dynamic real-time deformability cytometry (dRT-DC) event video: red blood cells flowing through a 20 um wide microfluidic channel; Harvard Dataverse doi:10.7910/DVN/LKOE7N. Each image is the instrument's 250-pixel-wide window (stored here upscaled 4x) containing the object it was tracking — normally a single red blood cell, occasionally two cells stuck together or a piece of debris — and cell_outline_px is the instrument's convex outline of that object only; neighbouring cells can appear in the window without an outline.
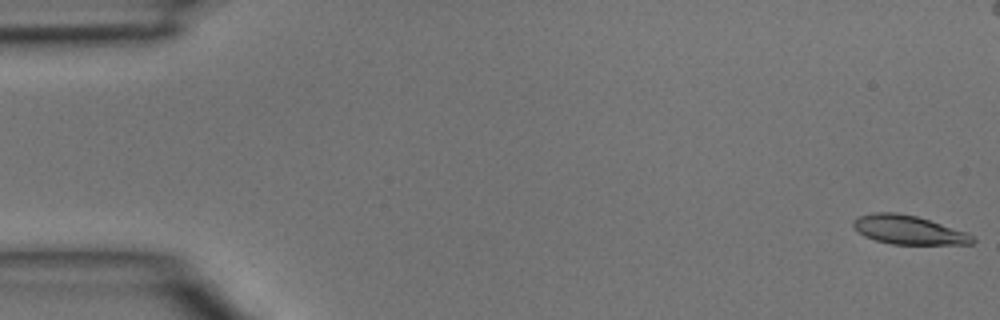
{"species": "common noctule bat (a hibernating species)", "species_latin": "Nyctalus noctula", "temperature_condition": "room temperature", "stored_images_in_passage": 47, "camera_frame_rate_fps": 3000, "um_per_image_px": 0.085, "animal": {"sex": "male", "body_mass_g": 15.6}, "frame": {"image": 1, "passage_image": 1, "time_ms": 0.0, "image_size_px": [1000, 320], "cell_outline_px": [[976, 240], [972, 244], [892, 244], [876, 240], [864, 236], [852, 224], [852, 220], [860, 216], [872, 212], [896, 212], [916, 216], [968, 232]], "centroid_in_image_um": [77.24, 19.54], "position_along_channel_um": 7.8, "area_um2": 19.94}}
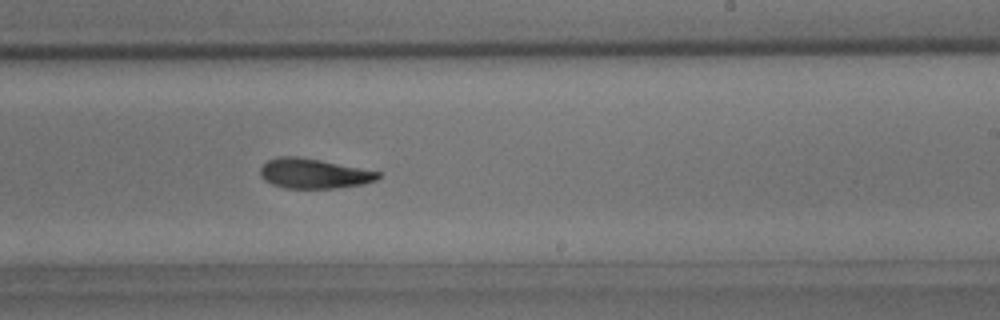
{"frame": {"image": 2, "passage_image": 28, "time_ms": 9.0, "image_size_px": [1000, 320], "cell_outline_px": [[380, 176], [376, 180], [364, 184], [336, 188], [284, 188], [272, 184], [264, 180], [260, 176], [260, 168], [268, 160], [276, 156], [296, 156], [320, 160], [380, 172]], "centroid_in_image_um": [26.64, 14.75], "position_along_channel_um": 262.4, "area_um2": 20.46}}
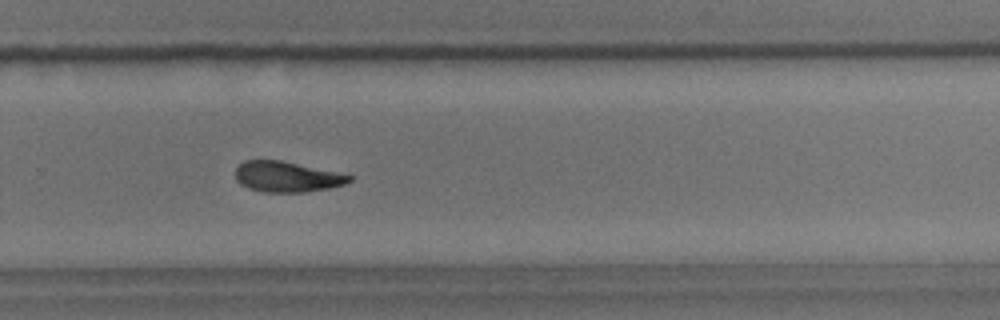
{"frame": {"image": 3, "passage_image": 31, "time_ms": 10.0, "image_size_px": [1000, 320], "cell_outline_px": [[352, 180], [344, 184], [328, 188], [304, 192], [264, 192], [248, 188], [240, 184], [236, 180], [236, 168], [244, 160], [280, 160], [336, 172], [352, 176]], "centroid_in_image_um": [24.34, 15.02], "position_along_channel_um": 305.5, "area_um2": 20.06}}